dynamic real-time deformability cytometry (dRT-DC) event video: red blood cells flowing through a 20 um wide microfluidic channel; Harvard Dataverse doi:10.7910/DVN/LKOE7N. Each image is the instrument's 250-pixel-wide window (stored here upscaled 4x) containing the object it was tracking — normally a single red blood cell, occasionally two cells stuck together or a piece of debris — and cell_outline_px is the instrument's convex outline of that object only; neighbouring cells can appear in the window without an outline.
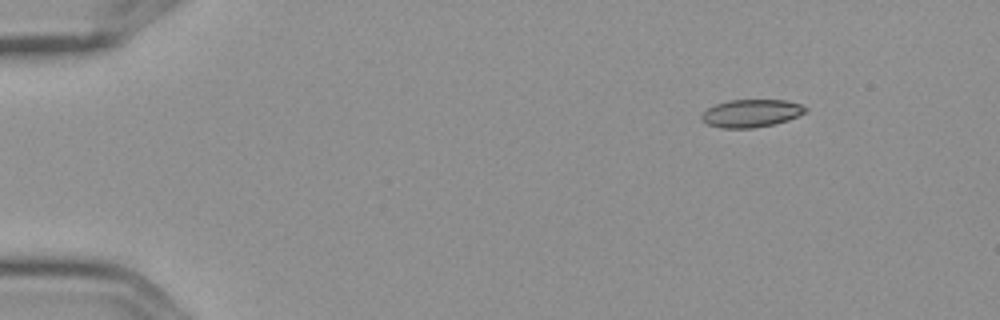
{"species": "Egyptian fruit bat (a non-hibernating species)", "species_latin": "Rousettus aegyptiacus", "temperature_condition": "cold", "stored_images_in_passage": 5, "camera_frame_rate_fps": 3000, "um_per_image_px": 0.085, "frame": {"image": 1, "passage_image": 1, "time_ms": 0.0, "image_size_px": [1000, 320], "cell_outline_px": [[808, 108], [804, 112], [788, 120], [772, 124], [752, 128], [720, 128], [708, 124], [700, 120], [700, 116], [708, 108], [716, 104], [728, 100], [784, 100], [800, 104]], "centroid_in_image_um": [63.81, 9.63], "position_along_channel_um": 21.2, "area_um2": 16.65}}
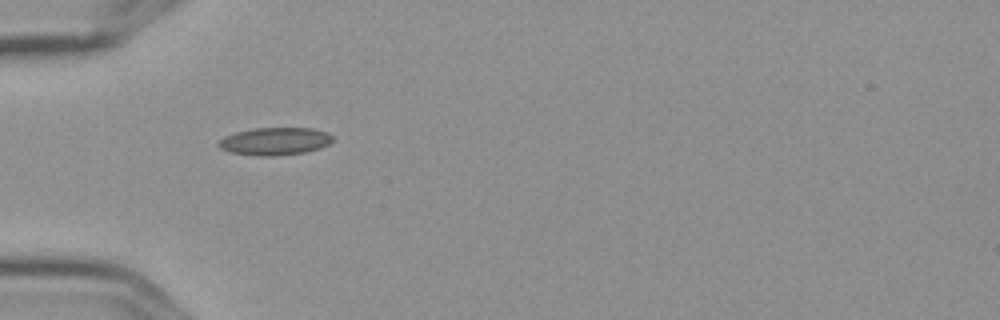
{"frame": {"image": 2, "passage_image": 4, "time_ms": 1.0, "image_size_px": [1000, 320], "cell_outline_px": [[332, 140], [328, 144], [320, 148], [304, 152], [272, 156], [256, 156], [228, 152], [220, 148], [216, 144], [224, 136], [236, 132], [252, 128], [312, 128], [328, 132], [332, 136]], "centroid_in_image_um": [23.33, 12.01], "position_along_channel_um": 61.7, "area_um2": 18.44}}
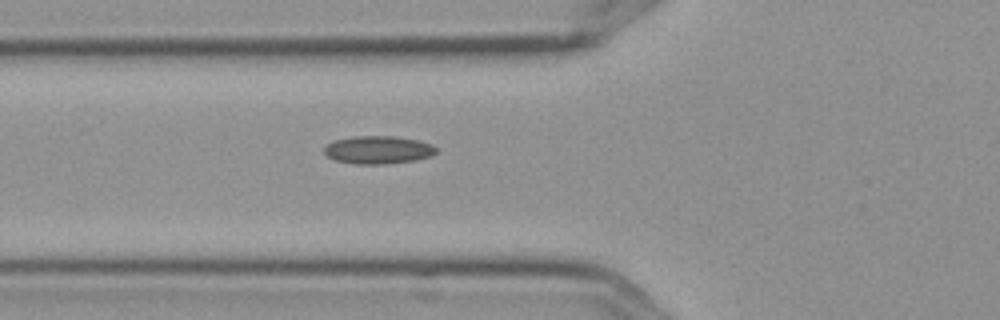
{"frame": {"image": 3, "passage_image": 5, "time_ms": 1.333, "image_size_px": [1000, 320], "cell_outline_px": [[436, 152], [432, 156], [416, 160], [384, 164], [356, 164], [336, 160], [328, 156], [324, 152], [324, 148], [328, 144], [336, 140], [352, 136], [396, 136], [416, 140], [432, 144], [436, 148]], "centroid_in_image_um": [32.16, 12.74], "position_along_channel_um": 93.6, "area_um2": 18.15}}